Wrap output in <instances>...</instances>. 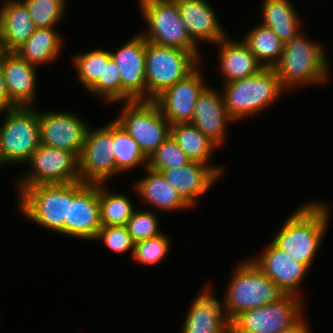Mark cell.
Instances as JSON below:
<instances>
[{"label": "cell", "mask_w": 333, "mask_h": 333, "mask_svg": "<svg viewBox=\"0 0 333 333\" xmlns=\"http://www.w3.org/2000/svg\"><path fill=\"white\" fill-rule=\"evenodd\" d=\"M330 209L322 201L301 204L286 218L272 242L309 269L329 227Z\"/></svg>", "instance_id": "obj_1"}, {"label": "cell", "mask_w": 333, "mask_h": 333, "mask_svg": "<svg viewBox=\"0 0 333 333\" xmlns=\"http://www.w3.org/2000/svg\"><path fill=\"white\" fill-rule=\"evenodd\" d=\"M322 43L307 38L302 31L284 43L283 54L273 67L285 90L307 85H324L329 79V59ZM327 58V59H326Z\"/></svg>", "instance_id": "obj_2"}, {"label": "cell", "mask_w": 333, "mask_h": 333, "mask_svg": "<svg viewBox=\"0 0 333 333\" xmlns=\"http://www.w3.org/2000/svg\"><path fill=\"white\" fill-rule=\"evenodd\" d=\"M222 85L225 108L234 122L254 117L286 91L274 68H263L256 75Z\"/></svg>", "instance_id": "obj_3"}, {"label": "cell", "mask_w": 333, "mask_h": 333, "mask_svg": "<svg viewBox=\"0 0 333 333\" xmlns=\"http://www.w3.org/2000/svg\"><path fill=\"white\" fill-rule=\"evenodd\" d=\"M232 271L223 298L230 321L243 311L277 302L285 295L250 259L238 263Z\"/></svg>", "instance_id": "obj_4"}, {"label": "cell", "mask_w": 333, "mask_h": 333, "mask_svg": "<svg viewBox=\"0 0 333 333\" xmlns=\"http://www.w3.org/2000/svg\"><path fill=\"white\" fill-rule=\"evenodd\" d=\"M200 52L146 43L145 77L147 100H154L165 89L185 79L201 63Z\"/></svg>", "instance_id": "obj_5"}, {"label": "cell", "mask_w": 333, "mask_h": 333, "mask_svg": "<svg viewBox=\"0 0 333 333\" xmlns=\"http://www.w3.org/2000/svg\"><path fill=\"white\" fill-rule=\"evenodd\" d=\"M19 210L27 219L65 235L69 211V183L39 184L16 188Z\"/></svg>", "instance_id": "obj_6"}, {"label": "cell", "mask_w": 333, "mask_h": 333, "mask_svg": "<svg viewBox=\"0 0 333 333\" xmlns=\"http://www.w3.org/2000/svg\"><path fill=\"white\" fill-rule=\"evenodd\" d=\"M4 112V113H3ZM5 114L0 126V151L4 164H25L40 145L39 111L15 107Z\"/></svg>", "instance_id": "obj_7"}, {"label": "cell", "mask_w": 333, "mask_h": 333, "mask_svg": "<svg viewBox=\"0 0 333 333\" xmlns=\"http://www.w3.org/2000/svg\"><path fill=\"white\" fill-rule=\"evenodd\" d=\"M139 8L148 31L141 35L149 42L165 47L202 52L190 38L175 0H139Z\"/></svg>", "instance_id": "obj_8"}, {"label": "cell", "mask_w": 333, "mask_h": 333, "mask_svg": "<svg viewBox=\"0 0 333 333\" xmlns=\"http://www.w3.org/2000/svg\"><path fill=\"white\" fill-rule=\"evenodd\" d=\"M114 120L138 143L147 158L170 136V123L153 100L125 102Z\"/></svg>", "instance_id": "obj_9"}, {"label": "cell", "mask_w": 333, "mask_h": 333, "mask_svg": "<svg viewBox=\"0 0 333 333\" xmlns=\"http://www.w3.org/2000/svg\"><path fill=\"white\" fill-rule=\"evenodd\" d=\"M303 301L285 294L277 302L243 311L230 321V333H280L303 317Z\"/></svg>", "instance_id": "obj_10"}, {"label": "cell", "mask_w": 333, "mask_h": 333, "mask_svg": "<svg viewBox=\"0 0 333 333\" xmlns=\"http://www.w3.org/2000/svg\"><path fill=\"white\" fill-rule=\"evenodd\" d=\"M27 163L30 172L18 180L16 188L80 181L79 159L70 151L40 144Z\"/></svg>", "instance_id": "obj_11"}, {"label": "cell", "mask_w": 333, "mask_h": 333, "mask_svg": "<svg viewBox=\"0 0 333 333\" xmlns=\"http://www.w3.org/2000/svg\"><path fill=\"white\" fill-rule=\"evenodd\" d=\"M114 120L98 129L88 128L79 156L80 180L90 184H105L116 175L113 157Z\"/></svg>", "instance_id": "obj_12"}, {"label": "cell", "mask_w": 333, "mask_h": 333, "mask_svg": "<svg viewBox=\"0 0 333 333\" xmlns=\"http://www.w3.org/2000/svg\"><path fill=\"white\" fill-rule=\"evenodd\" d=\"M102 227L99 184L77 181L69 183V211L65 235L79 239H96Z\"/></svg>", "instance_id": "obj_13"}, {"label": "cell", "mask_w": 333, "mask_h": 333, "mask_svg": "<svg viewBox=\"0 0 333 333\" xmlns=\"http://www.w3.org/2000/svg\"><path fill=\"white\" fill-rule=\"evenodd\" d=\"M89 125L77 114L66 111H39L40 144L81 154Z\"/></svg>", "instance_id": "obj_14"}, {"label": "cell", "mask_w": 333, "mask_h": 333, "mask_svg": "<svg viewBox=\"0 0 333 333\" xmlns=\"http://www.w3.org/2000/svg\"><path fill=\"white\" fill-rule=\"evenodd\" d=\"M147 40L136 34L117 51H110L121 77V102L147 100L145 54Z\"/></svg>", "instance_id": "obj_15"}, {"label": "cell", "mask_w": 333, "mask_h": 333, "mask_svg": "<svg viewBox=\"0 0 333 333\" xmlns=\"http://www.w3.org/2000/svg\"><path fill=\"white\" fill-rule=\"evenodd\" d=\"M200 68L199 65L185 79L171 85L153 100L170 125L191 122L197 99L208 86Z\"/></svg>", "instance_id": "obj_16"}, {"label": "cell", "mask_w": 333, "mask_h": 333, "mask_svg": "<svg viewBox=\"0 0 333 333\" xmlns=\"http://www.w3.org/2000/svg\"><path fill=\"white\" fill-rule=\"evenodd\" d=\"M250 260L285 294L302 298L299 289L309 271L304 264L279 249L272 241L260 256L250 258Z\"/></svg>", "instance_id": "obj_17"}, {"label": "cell", "mask_w": 333, "mask_h": 333, "mask_svg": "<svg viewBox=\"0 0 333 333\" xmlns=\"http://www.w3.org/2000/svg\"><path fill=\"white\" fill-rule=\"evenodd\" d=\"M208 285L190 304L181 333H230L224 303L214 297Z\"/></svg>", "instance_id": "obj_18"}, {"label": "cell", "mask_w": 333, "mask_h": 333, "mask_svg": "<svg viewBox=\"0 0 333 333\" xmlns=\"http://www.w3.org/2000/svg\"><path fill=\"white\" fill-rule=\"evenodd\" d=\"M175 1L187 33L198 46L200 41L215 45L228 34L206 0Z\"/></svg>", "instance_id": "obj_19"}, {"label": "cell", "mask_w": 333, "mask_h": 333, "mask_svg": "<svg viewBox=\"0 0 333 333\" xmlns=\"http://www.w3.org/2000/svg\"><path fill=\"white\" fill-rule=\"evenodd\" d=\"M232 122L234 121L227 113L222 93L208 85L197 99L190 123L220 147L226 139L227 126Z\"/></svg>", "instance_id": "obj_20"}, {"label": "cell", "mask_w": 333, "mask_h": 333, "mask_svg": "<svg viewBox=\"0 0 333 333\" xmlns=\"http://www.w3.org/2000/svg\"><path fill=\"white\" fill-rule=\"evenodd\" d=\"M0 66L11 102L16 107H32L37 89L36 66L15 52L5 51H0Z\"/></svg>", "instance_id": "obj_21"}, {"label": "cell", "mask_w": 333, "mask_h": 333, "mask_svg": "<svg viewBox=\"0 0 333 333\" xmlns=\"http://www.w3.org/2000/svg\"><path fill=\"white\" fill-rule=\"evenodd\" d=\"M161 173L192 208L201 195L207 193L222 177L210 165L197 161Z\"/></svg>", "instance_id": "obj_22"}, {"label": "cell", "mask_w": 333, "mask_h": 333, "mask_svg": "<svg viewBox=\"0 0 333 333\" xmlns=\"http://www.w3.org/2000/svg\"><path fill=\"white\" fill-rule=\"evenodd\" d=\"M229 36L227 34L215 44L219 47V67L224 76L223 83L259 73L264 67L250 52L248 45L243 40H234Z\"/></svg>", "instance_id": "obj_23"}, {"label": "cell", "mask_w": 333, "mask_h": 333, "mask_svg": "<svg viewBox=\"0 0 333 333\" xmlns=\"http://www.w3.org/2000/svg\"><path fill=\"white\" fill-rule=\"evenodd\" d=\"M0 6V51L14 52L35 31L27 7L21 0H3Z\"/></svg>", "instance_id": "obj_24"}, {"label": "cell", "mask_w": 333, "mask_h": 333, "mask_svg": "<svg viewBox=\"0 0 333 333\" xmlns=\"http://www.w3.org/2000/svg\"><path fill=\"white\" fill-rule=\"evenodd\" d=\"M144 170L147 174L140 181L138 180L133 188L139 195L138 197L154 208V211L158 209V211L171 212L192 208L167 182L161 172L151 170L148 167Z\"/></svg>", "instance_id": "obj_25"}, {"label": "cell", "mask_w": 333, "mask_h": 333, "mask_svg": "<svg viewBox=\"0 0 333 333\" xmlns=\"http://www.w3.org/2000/svg\"><path fill=\"white\" fill-rule=\"evenodd\" d=\"M170 135L191 161L208 164L221 176L224 168L210 163L212 152L219 147L202 134L197 127L190 122L172 124L170 125Z\"/></svg>", "instance_id": "obj_26"}, {"label": "cell", "mask_w": 333, "mask_h": 333, "mask_svg": "<svg viewBox=\"0 0 333 333\" xmlns=\"http://www.w3.org/2000/svg\"><path fill=\"white\" fill-rule=\"evenodd\" d=\"M56 27L36 28L33 34L14 52L32 65H44L57 59L63 48V37Z\"/></svg>", "instance_id": "obj_27"}, {"label": "cell", "mask_w": 333, "mask_h": 333, "mask_svg": "<svg viewBox=\"0 0 333 333\" xmlns=\"http://www.w3.org/2000/svg\"><path fill=\"white\" fill-rule=\"evenodd\" d=\"M262 5L261 24L271 28L283 43L300 33V19L291 1L264 0Z\"/></svg>", "instance_id": "obj_28"}, {"label": "cell", "mask_w": 333, "mask_h": 333, "mask_svg": "<svg viewBox=\"0 0 333 333\" xmlns=\"http://www.w3.org/2000/svg\"><path fill=\"white\" fill-rule=\"evenodd\" d=\"M110 59V50L104 49H91L72 58L79 81L91 94L102 99L104 62Z\"/></svg>", "instance_id": "obj_29"}, {"label": "cell", "mask_w": 333, "mask_h": 333, "mask_svg": "<svg viewBox=\"0 0 333 333\" xmlns=\"http://www.w3.org/2000/svg\"><path fill=\"white\" fill-rule=\"evenodd\" d=\"M243 41L264 68H273L283 54L284 43L271 28L263 24L247 32Z\"/></svg>", "instance_id": "obj_30"}, {"label": "cell", "mask_w": 333, "mask_h": 333, "mask_svg": "<svg viewBox=\"0 0 333 333\" xmlns=\"http://www.w3.org/2000/svg\"><path fill=\"white\" fill-rule=\"evenodd\" d=\"M113 157L116 164V175L128 172L138 166L147 167L148 158L138 143L114 120Z\"/></svg>", "instance_id": "obj_31"}, {"label": "cell", "mask_w": 333, "mask_h": 333, "mask_svg": "<svg viewBox=\"0 0 333 333\" xmlns=\"http://www.w3.org/2000/svg\"><path fill=\"white\" fill-rule=\"evenodd\" d=\"M105 184H99L100 220L102 226H125L135 208L128 196L113 194Z\"/></svg>", "instance_id": "obj_32"}, {"label": "cell", "mask_w": 333, "mask_h": 333, "mask_svg": "<svg viewBox=\"0 0 333 333\" xmlns=\"http://www.w3.org/2000/svg\"><path fill=\"white\" fill-rule=\"evenodd\" d=\"M36 28L55 27L65 16L66 0H21Z\"/></svg>", "instance_id": "obj_33"}, {"label": "cell", "mask_w": 333, "mask_h": 333, "mask_svg": "<svg viewBox=\"0 0 333 333\" xmlns=\"http://www.w3.org/2000/svg\"><path fill=\"white\" fill-rule=\"evenodd\" d=\"M171 240L167 234H160L158 236L148 238L146 240L134 243L133 260L139 265L155 266L162 263L168 256L171 247Z\"/></svg>", "instance_id": "obj_34"}, {"label": "cell", "mask_w": 333, "mask_h": 333, "mask_svg": "<svg viewBox=\"0 0 333 333\" xmlns=\"http://www.w3.org/2000/svg\"><path fill=\"white\" fill-rule=\"evenodd\" d=\"M190 161L170 135L148 158L147 167L162 172L163 170L184 166Z\"/></svg>", "instance_id": "obj_35"}, {"label": "cell", "mask_w": 333, "mask_h": 333, "mask_svg": "<svg viewBox=\"0 0 333 333\" xmlns=\"http://www.w3.org/2000/svg\"><path fill=\"white\" fill-rule=\"evenodd\" d=\"M157 213L150 210H135L126 223V228L134 243L162 234Z\"/></svg>", "instance_id": "obj_36"}, {"label": "cell", "mask_w": 333, "mask_h": 333, "mask_svg": "<svg viewBox=\"0 0 333 333\" xmlns=\"http://www.w3.org/2000/svg\"><path fill=\"white\" fill-rule=\"evenodd\" d=\"M99 239L115 253L131 251L133 254L134 241L126 226H102L95 240Z\"/></svg>", "instance_id": "obj_37"}, {"label": "cell", "mask_w": 333, "mask_h": 333, "mask_svg": "<svg viewBox=\"0 0 333 333\" xmlns=\"http://www.w3.org/2000/svg\"><path fill=\"white\" fill-rule=\"evenodd\" d=\"M103 100L110 103L121 102L120 69L112 58L108 62H104Z\"/></svg>", "instance_id": "obj_38"}, {"label": "cell", "mask_w": 333, "mask_h": 333, "mask_svg": "<svg viewBox=\"0 0 333 333\" xmlns=\"http://www.w3.org/2000/svg\"><path fill=\"white\" fill-rule=\"evenodd\" d=\"M16 106L9 99V94L6 88L3 71L0 66V112L15 108Z\"/></svg>", "instance_id": "obj_39"}, {"label": "cell", "mask_w": 333, "mask_h": 333, "mask_svg": "<svg viewBox=\"0 0 333 333\" xmlns=\"http://www.w3.org/2000/svg\"><path fill=\"white\" fill-rule=\"evenodd\" d=\"M306 320L307 319H305L303 316L297 323L292 325L290 328L281 331L280 333H311L312 331Z\"/></svg>", "instance_id": "obj_40"}, {"label": "cell", "mask_w": 333, "mask_h": 333, "mask_svg": "<svg viewBox=\"0 0 333 333\" xmlns=\"http://www.w3.org/2000/svg\"><path fill=\"white\" fill-rule=\"evenodd\" d=\"M3 165L5 166L4 162H3V159H2V155H1V151H0V166Z\"/></svg>", "instance_id": "obj_41"}]
</instances>
